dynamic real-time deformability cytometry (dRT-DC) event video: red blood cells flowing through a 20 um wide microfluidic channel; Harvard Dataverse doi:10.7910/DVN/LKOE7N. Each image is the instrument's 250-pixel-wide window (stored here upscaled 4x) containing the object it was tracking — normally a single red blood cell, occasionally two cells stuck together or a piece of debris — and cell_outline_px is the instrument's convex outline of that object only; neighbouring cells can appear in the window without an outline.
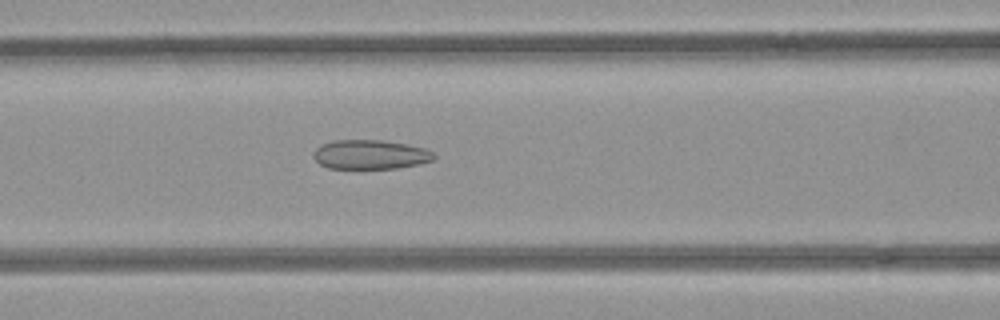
{"species": "common noctule bat (a hibernating species)", "species_latin": "Nyctalus noctula", "temperature_condition": "room temperature", "stored_images_in_passage": 37, "camera_frame_rate_fps": 3000, "um_per_image_px": 0.085, "animal": {"sex": "female", "body_mass_g": 21.9}, "frame": {"image": 1, "passage_image": 11, "time_ms": 3.333, "image_size_px": [1000, 320], "cell_outline_px": [[436, 156], [432, 160], [420, 164], [396, 168], [328, 168], [320, 164], [312, 156], [316, 148], [320, 144], [332, 140], [384, 140], [408, 144], [424, 148], [432, 152]], "centroid_in_image_um": [31.46, 13.12], "position_along_channel_um": 135.1, "area_um2": 20.63}}
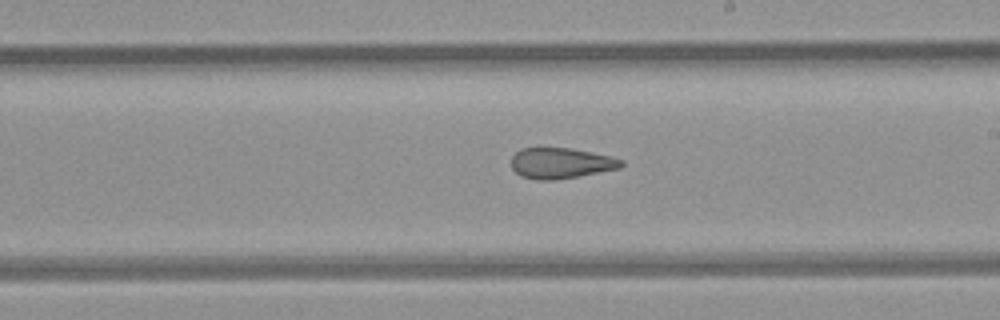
{"frame": {"image": 2, "passage_image": 19, "time_ms": 6.0, "image_size_px": [1000, 320], "cell_outline_px": [[624, 164], [620, 168], [556, 180], [536, 180], [520, 176], [512, 168], [512, 156], [520, 148], [572, 148], [592, 152], [624, 160]], "centroid_in_image_um": [47.66, 13.87], "position_along_channel_um": 241.3, "area_um2": 19.65}}
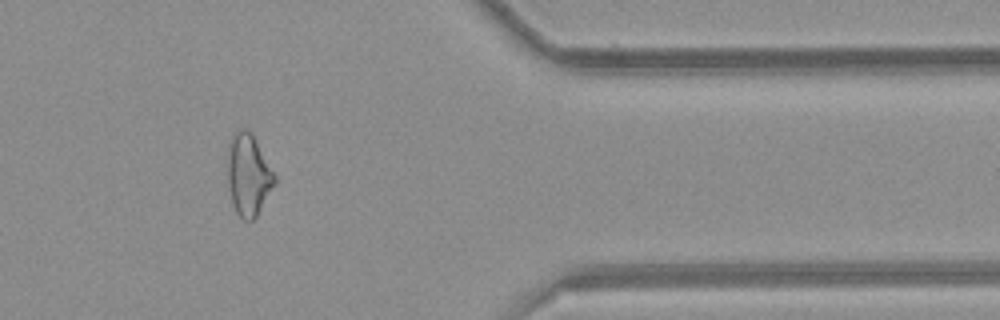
{"frame": {"image": 3, "passage_image": 32, "time_ms": 10.333, "image_size_px": [1000, 320], "cell_outline_px": [[276, 184], [256, 216], [252, 220], [244, 220], [236, 212], [232, 204], [228, 184], [228, 144], [236, 132], [240, 128], [248, 128], [252, 132], [276, 176]], "centroid_in_image_um": [21.12, 14.85], "position_along_channel_um": 390.3, "area_um2": 22.43}}